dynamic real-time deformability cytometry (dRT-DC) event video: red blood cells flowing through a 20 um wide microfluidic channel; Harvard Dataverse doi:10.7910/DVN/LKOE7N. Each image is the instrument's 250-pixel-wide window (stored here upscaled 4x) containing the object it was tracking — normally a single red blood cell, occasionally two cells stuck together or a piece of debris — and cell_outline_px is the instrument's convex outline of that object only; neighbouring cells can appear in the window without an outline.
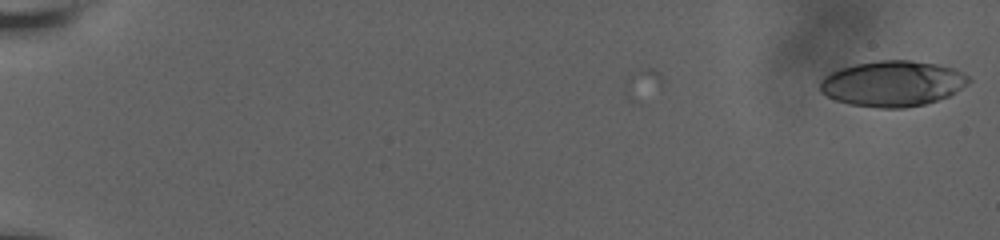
{"species": "human", "species_latin": "Homo sapiens", "temperature_condition": "room temperature", "stored_images_in_passage": 4, "camera_frame_rate_fps": 3000, "um_per_image_px": 0.085, "donor": {"sex": "male"}, "frame": {"image": 1, "passage_image": 1, "time_ms": 0.0, "image_size_px": [1000, 240], "cell_outline_px": [[972, 80], [968, 84], [948, 96], [924, 104], [904, 108], [880, 108], [848, 104], [836, 100], [820, 92], [820, 80], [824, 76], [840, 68], [856, 64], [880, 60], [908, 60], [940, 64], [956, 68], [964, 72]], "centroid_in_image_um": [75.89, 7.1], "position_along_channel_um": 9.1, "area_um2": 39.71}}